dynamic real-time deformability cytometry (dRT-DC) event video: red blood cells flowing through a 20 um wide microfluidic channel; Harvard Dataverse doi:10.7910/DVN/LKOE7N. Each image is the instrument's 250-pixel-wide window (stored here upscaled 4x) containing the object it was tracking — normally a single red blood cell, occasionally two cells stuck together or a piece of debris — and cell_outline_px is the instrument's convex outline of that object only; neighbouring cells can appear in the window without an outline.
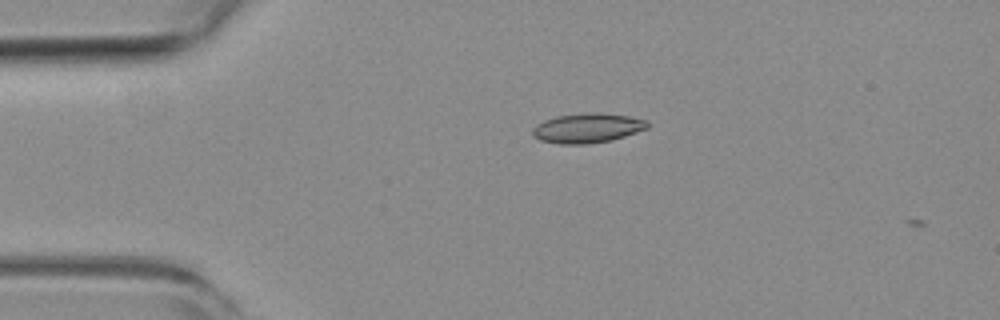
{"species": "common noctule bat (a hibernating species)", "species_latin": "Nyctalus noctula", "temperature_condition": "room temperature", "stored_images_in_passage": 2, "camera_frame_rate_fps": 3000, "um_per_image_px": 0.085, "animal": {"sex": "female", "body_mass_g": 19.3, "forearm_length_mm": 54.1}, "frame": {"image": 1, "passage_image": 1, "time_ms": 0.0, "image_size_px": [1000, 320], "cell_outline_px": [[648, 128], [612, 140], [588, 144], [560, 144], [540, 140], [532, 136], [532, 128], [536, 124], [544, 120], [556, 116], [584, 112], [596, 112], [628, 116], [648, 120]], "centroid_in_image_um": [49.9, 10.88], "position_along_channel_um": 35.1, "area_um2": 20.0}}